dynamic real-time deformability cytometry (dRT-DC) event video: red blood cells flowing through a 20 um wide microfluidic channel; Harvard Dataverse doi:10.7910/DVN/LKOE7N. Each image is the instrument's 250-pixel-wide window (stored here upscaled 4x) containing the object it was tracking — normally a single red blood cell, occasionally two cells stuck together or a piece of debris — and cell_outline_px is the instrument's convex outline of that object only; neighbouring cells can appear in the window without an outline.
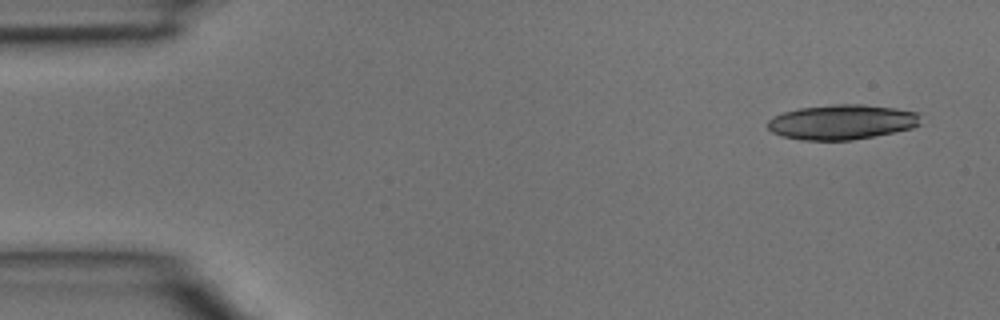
{"species": "common noctule bat (a hibernating species)", "species_latin": "Nyctalus noctula", "temperature_condition": "room temperature", "stored_images_in_passage": 4, "camera_frame_rate_fps": 3000, "um_per_image_px": 0.085, "animal": {"sex": "male", "body_mass_g": 15.6}, "frame": {"image": 1, "passage_image": 1, "time_ms": 0.0, "image_size_px": [1000, 320], "cell_outline_px": [[920, 124], [912, 128], [852, 140], [800, 140], [784, 136], [772, 132], [768, 128], [768, 120], [772, 116], [784, 112], [800, 108], [832, 104], [864, 104], [896, 108], [916, 112]], "centroid_in_image_um": [71.52, 10.36], "position_along_channel_um": 13.5, "area_um2": 30.92}}